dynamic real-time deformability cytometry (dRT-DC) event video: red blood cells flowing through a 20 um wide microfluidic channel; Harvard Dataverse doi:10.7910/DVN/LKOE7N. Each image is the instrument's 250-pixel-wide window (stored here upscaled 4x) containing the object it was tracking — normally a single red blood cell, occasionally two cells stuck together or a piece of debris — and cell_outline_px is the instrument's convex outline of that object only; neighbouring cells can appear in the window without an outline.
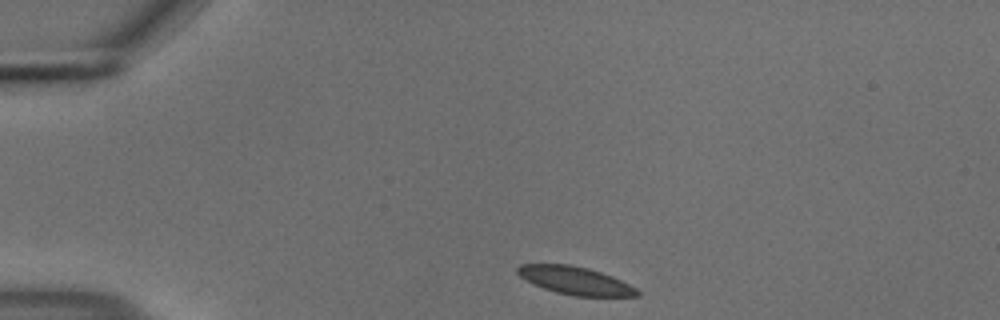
{"species": "common noctule bat (a hibernating species)", "species_latin": "Nyctalus noctula", "temperature_condition": "cold", "stored_images_in_passage": 45, "camera_frame_rate_fps": 3000, "um_per_image_px": 0.085, "animal": {"sex": "male", "body_mass_g": 18.8}, "frame": {"image": 1, "passage_image": 1, "time_ms": 0.0, "image_size_px": [1000, 320], "cell_outline_px": [[640, 296], [576, 296], [556, 292], [532, 284], [520, 276], [516, 272], [516, 268], [520, 264], [568, 264], [588, 268], [612, 276], [636, 288], [640, 292]], "centroid_in_image_um": [48.87, 23.84], "position_along_channel_um": 36.1, "area_um2": 19.36}}
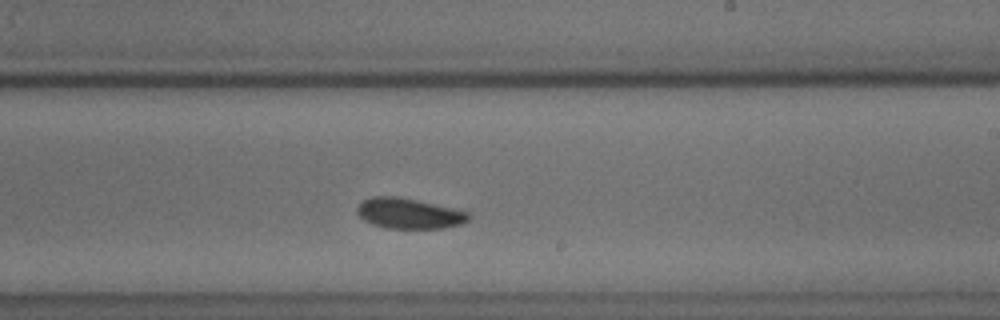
{"frame": {"image": 2, "passage_image": 23, "time_ms": 7.333, "image_size_px": [1000, 320], "cell_outline_px": [[468, 220], [460, 224], [444, 228], [384, 228], [372, 224], [364, 220], [356, 212], [356, 208], [364, 200], [372, 196], [396, 196], [416, 200], [468, 212]], "centroid_in_image_um": [34.71, 18.15], "position_along_channel_um": 254.3, "area_um2": 19.48}}
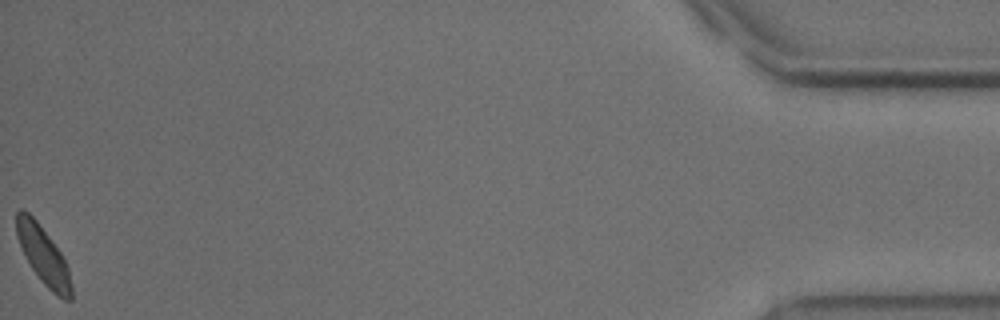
{"frame": {"image": 3, "passage_image": 45, "time_ms": 14.667, "image_size_px": [1000, 320], "cell_outline_px": [[72, 300], [64, 300], [56, 296], [40, 280], [24, 256], [16, 236], [16, 212], [20, 208], [24, 208], [36, 220], [60, 252], [68, 268], [72, 288]], "centroid_in_image_um": [3.66, 21.72], "position_along_channel_um": 431.5, "area_um2": 18.44}, "authors_computed_cell_mechanics": {"area_um2": 19.7676, "velocity_mm_per_s": 3.6359, "shape_relaxation_time_tau1_ms": 1.8608, "shape_relaxation_time_tau2_ms": null, "deformation_change_tau1": 0.0556, "deformation_change_tau2": null}}